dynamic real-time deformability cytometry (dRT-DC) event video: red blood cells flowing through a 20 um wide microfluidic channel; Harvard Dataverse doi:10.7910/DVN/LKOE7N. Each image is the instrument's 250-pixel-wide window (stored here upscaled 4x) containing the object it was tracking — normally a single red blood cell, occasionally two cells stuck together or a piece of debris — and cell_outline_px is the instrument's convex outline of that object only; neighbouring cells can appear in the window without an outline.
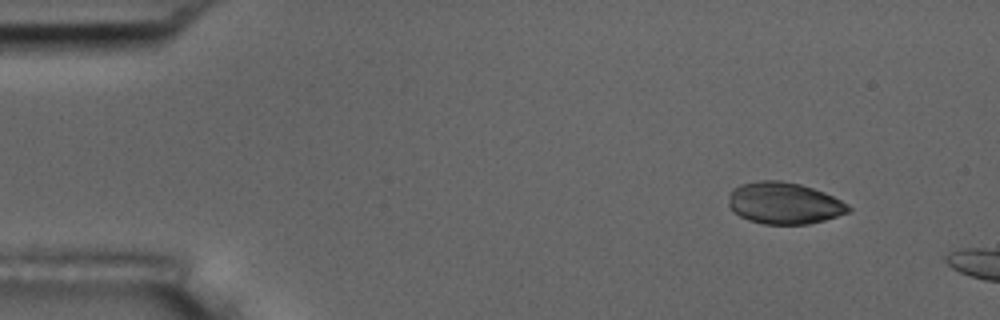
{"species": "common noctule bat (a hibernating species)", "species_latin": "Nyctalus noctula", "temperature_condition": "room temperature", "stored_images_in_passage": 5, "camera_frame_rate_fps": 3000, "um_per_image_px": 0.085, "animal": {"sex": "male", "body_mass_g": 17.5, "forearm_length_mm": 52.3}, "frame": {"image": 1, "passage_image": 1, "time_ms": 0.0, "image_size_px": [1000, 320], "cell_outline_px": [[852, 212], [824, 220], [808, 224], [764, 224], [748, 220], [740, 216], [728, 204], [728, 200], [732, 188], [740, 184], [760, 180], [780, 180], [800, 184], [824, 192], [848, 204], [852, 208]], "centroid_in_image_um": [66.67, 17.27], "position_along_channel_um": 18.3, "area_um2": 29.19}}